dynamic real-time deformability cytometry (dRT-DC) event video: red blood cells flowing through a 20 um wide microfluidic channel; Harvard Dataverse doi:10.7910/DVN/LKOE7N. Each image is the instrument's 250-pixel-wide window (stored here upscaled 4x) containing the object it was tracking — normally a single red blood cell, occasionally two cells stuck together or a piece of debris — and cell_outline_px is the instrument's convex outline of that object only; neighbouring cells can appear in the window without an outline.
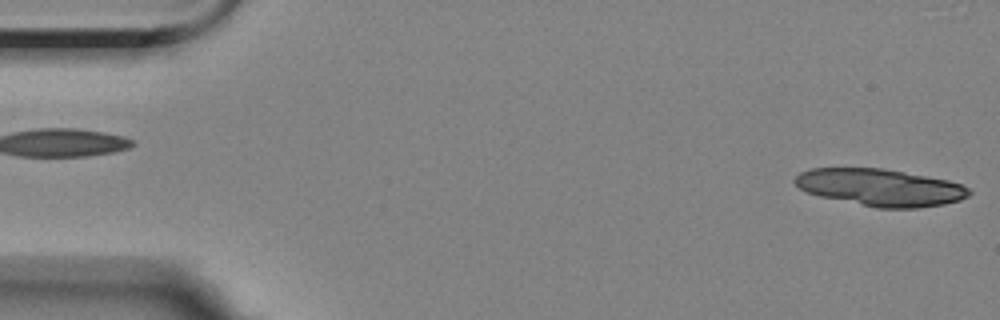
{"species": "Egyptian fruit bat (a non-hibernating species)", "species_latin": "Rousettus aegyptiacus", "temperature_condition": "room temperature", "stored_images_in_passage": 5, "camera_frame_rate_fps": 3000, "um_per_image_px": 0.085, "animal": {"sex": "female"}, "frame": {"image": 1, "passage_image": 1, "time_ms": 0.0, "image_size_px": [1000, 320], "cell_outline_px": [[972, 192], [968, 196], [960, 200], [944, 204], [916, 208], [876, 208], [820, 196], [808, 192], [800, 188], [792, 180], [800, 172], [812, 168], [884, 168], [948, 180], [960, 184], [968, 188]], "centroid_in_image_um": [74.82, 15.93], "position_along_channel_um": 10.2, "area_um2": 37.57}}